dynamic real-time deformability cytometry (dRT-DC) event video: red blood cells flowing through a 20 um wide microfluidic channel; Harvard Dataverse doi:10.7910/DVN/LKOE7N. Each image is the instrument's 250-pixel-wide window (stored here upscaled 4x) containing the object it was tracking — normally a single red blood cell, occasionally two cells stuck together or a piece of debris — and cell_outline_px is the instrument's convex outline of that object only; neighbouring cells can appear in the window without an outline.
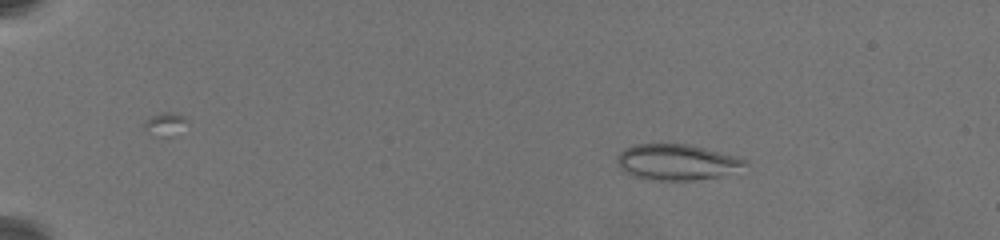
{"species": "common noctule bat (a hibernating species)", "species_latin": "Nyctalus noctula", "temperature_condition": "warm", "stored_images_in_passage": 13, "camera_frame_rate_fps": 3000, "um_per_image_px": 0.085, "animal": {"sex": "female", "body_mass_g": 19.5, "forearm_length_mm": 54.1}, "frame": {"image": 1, "passage_image": 3, "time_ms": 2.0, "image_size_px": [1000, 240], "cell_outline_px": [[748, 164], [720, 176], [692, 180], [660, 180], [636, 176], [620, 168], [616, 164], [616, 156], [624, 148], [636, 144], [688, 144], [736, 156], [748, 160]], "centroid_in_image_um": [57.5, 13.76], "position_along_channel_um": 27.5, "area_um2": 26.3}}
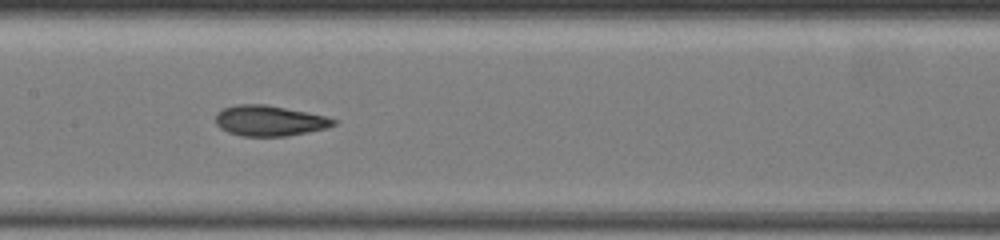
{"frame": {"image": 2, "passage_image": 11, "time_ms": 10.0, "image_size_px": [1000, 240], "cell_outline_px": [[340, 120], [336, 124], [328, 128], [288, 136], [240, 136], [228, 132], [220, 128], [216, 124], [216, 112], [224, 108], [236, 104], [264, 104], [324, 116]], "centroid_in_image_um": [22.9, 10.27], "position_along_channel_um": 184.5, "area_um2": 20.98}}
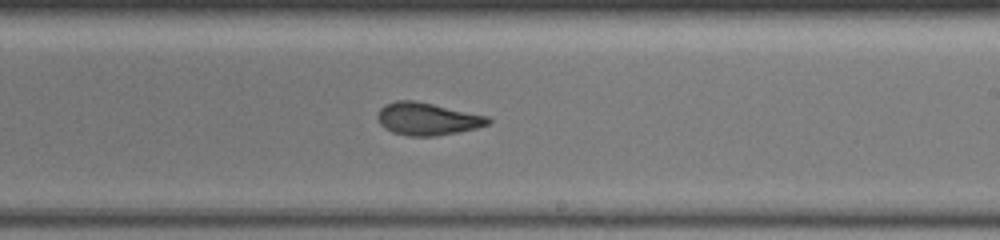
{"frame": {"image": 3, "passage_image": 13, "time_ms": 12.0, "image_size_px": [1000, 240], "cell_outline_px": [[492, 120], [488, 124], [476, 128], [460, 132], [436, 136], [408, 136], [392, 132], [384, 128], [376, 120], [376, 116], [380, 108], [396, 100], [412, 100], [432, 104], [488, 116]], "centroid_in_image_um": [36.3, 10.12], "position_along_channel_um": 252.7, "area_um2": 20.92}}